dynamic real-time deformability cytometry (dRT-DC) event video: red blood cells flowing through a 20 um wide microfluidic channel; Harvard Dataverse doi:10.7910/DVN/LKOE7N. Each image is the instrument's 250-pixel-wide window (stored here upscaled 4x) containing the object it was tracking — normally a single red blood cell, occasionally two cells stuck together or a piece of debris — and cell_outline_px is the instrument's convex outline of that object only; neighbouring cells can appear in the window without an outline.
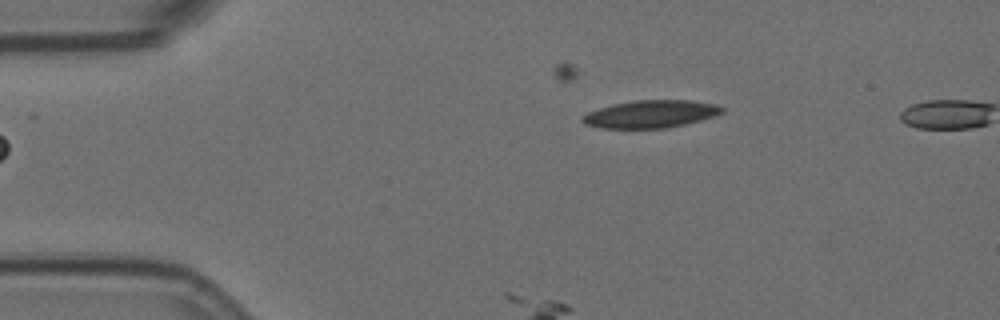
{"species": "Egyptian fruit bat (a non-hibernating species)", "species_latin": "Rousettus aegyptiacus", "temperature_condition": "room temperature", "stored_images_in_passage": 6, "camera_frame_rate_fps": 3000, "um_per_image_px": 0.085, "animal": {"sex": "female"}, "frame": {"image": 1, "passage_image": 1, "time_ms": 0.0, "image_size_px": [1000, 320], "cell_outline_px": [[724, 112], [716, 116], [668, 128], [600, 128], [584, 124], [580, 120], [580, 116], [588, 112], [612, 104], [636, 100], [692, 100], [716, 104], [724, 108]], "centroid_in_image_um": [55.31, 9.69], "position_along_channel_um": 29.7, "area_um2": 22.6}}